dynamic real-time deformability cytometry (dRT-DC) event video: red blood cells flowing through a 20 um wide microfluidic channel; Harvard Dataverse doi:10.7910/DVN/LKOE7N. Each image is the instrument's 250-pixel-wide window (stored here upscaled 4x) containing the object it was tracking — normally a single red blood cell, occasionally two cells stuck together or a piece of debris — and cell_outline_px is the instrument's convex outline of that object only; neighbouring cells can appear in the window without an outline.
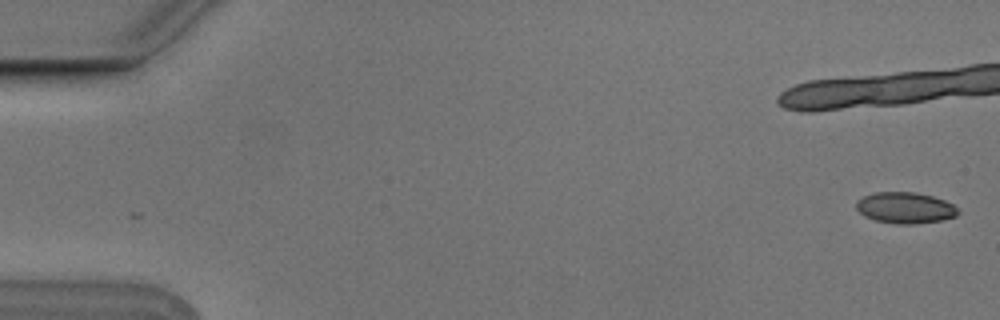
{"species": "Egyptian fruit bat (a non-hibernating species)", "species_latin": "Rousettus aegyptiacus", "temperature_condition": "cold", "stored_images_in_passage": 2, "camera_frame_rate_fps": 3000, "um_per_image_px": 0.085, "animal": {"sex": "male"}, "frame": {"image": 1, "passage_image": 2, "time_ms": 0.333, "image_size_px": [1000, 320], "cell_outline_px": [[960, 212], [956, 216], [940, 220], [912, 224], [896, 224], [876, 220], [864, 216], [856, 208], [856, 200], [864, 196], [876, 192], [912, 192], [932, 196], [944, 200], [952, 204]], "centroid_in_image_um": [76.92, 17.66], "position_along_channel_um": 8.1, "area_um2": 18.32}}